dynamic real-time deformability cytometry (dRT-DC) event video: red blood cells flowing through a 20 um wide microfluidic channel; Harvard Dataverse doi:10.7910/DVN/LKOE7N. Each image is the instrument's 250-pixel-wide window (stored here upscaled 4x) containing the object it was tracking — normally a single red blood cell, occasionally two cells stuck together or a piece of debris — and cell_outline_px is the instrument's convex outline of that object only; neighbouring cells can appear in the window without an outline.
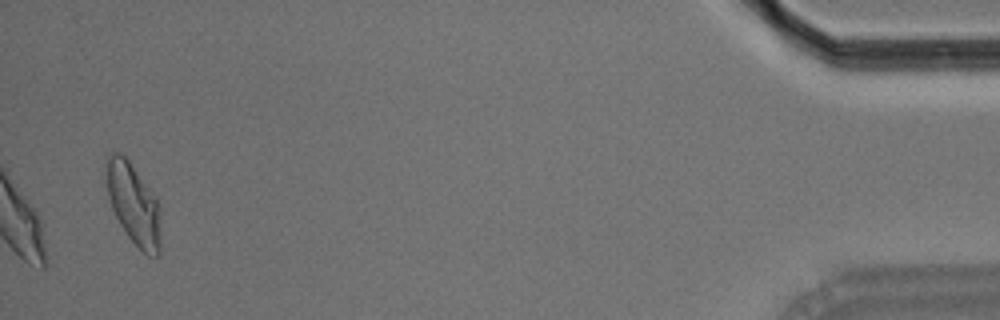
{"species": "Egyptian fruit bat (a non-hibernating species)", "species_latin": "Rousettus aegyptiacus", "temperature_condition": "room temperature", "stored_images_in_passage": 40, "camera_frame_rate_fps": 3000, "um_per_image_px": 0.085, "animal": {"sex": "male"}, "frame": {"image": 1, "passage_image": 40, "time_ms": 13.0, "image_size_px": [1000, 320], "cell_outline_px": [[160, 256], [148, 256], [128, 236], [120, 224], [112, 208], [108, 196], [104, 164], [112, 152], [120, 152], [128, 160], [160, 204]], "centroid_in_image_um": [11.35, 17.34], "position_along_channel_um": 423.9, "area_um2": 25.55}, "authors_computed_cell_mechanics": {"area_um2": 23.9003, "velocity_mm_per_s": 3.5776, "shape_relaxation_time_tau1_ms": 2.6995, "shape_relaxation_time_tau2_ms": null, "deformation_change_tau1": 0.0992, "deformation_change_tau2": null}}